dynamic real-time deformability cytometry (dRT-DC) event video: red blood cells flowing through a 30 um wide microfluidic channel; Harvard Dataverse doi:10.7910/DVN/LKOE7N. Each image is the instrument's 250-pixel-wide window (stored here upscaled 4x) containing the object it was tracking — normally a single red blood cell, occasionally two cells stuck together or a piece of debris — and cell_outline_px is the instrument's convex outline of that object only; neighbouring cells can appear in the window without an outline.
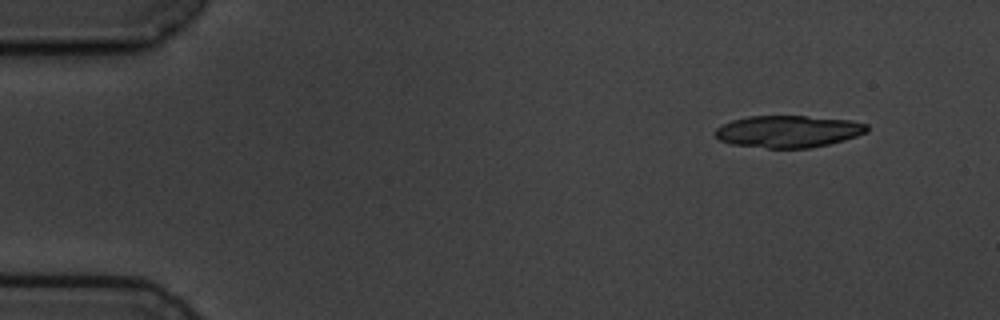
{"species": "common noctule bat (a hibernating species)", "species_latin": "Nyctalus noctula", "temperature_condition": "cold", "stored_images_in_passage": 5, "camera_frame_rate_fps": 3000, "um_per_image_px": 0.085, "animal": {"sex": "male", "body_mass_g": 19.5, "forearm_length_mm": 54.6}, "frame": {"image": 1, "passage_image": 2, "time_ms": 1.0, "image_size_px": [1000, 320], "cell_outline_px": [[868, 132], [844, 140], [828, 144], [808, 148], [768, 148], [732, 144], [720, 140], [712, 132], [716, 128], [732, 120], [748, 116], [804, 116], [848, 120], [868, 124]], "centroid_in_image_um": [66.99, 11.17], "position_along_channel_um": 18.0, "area_um2": 28.21}}